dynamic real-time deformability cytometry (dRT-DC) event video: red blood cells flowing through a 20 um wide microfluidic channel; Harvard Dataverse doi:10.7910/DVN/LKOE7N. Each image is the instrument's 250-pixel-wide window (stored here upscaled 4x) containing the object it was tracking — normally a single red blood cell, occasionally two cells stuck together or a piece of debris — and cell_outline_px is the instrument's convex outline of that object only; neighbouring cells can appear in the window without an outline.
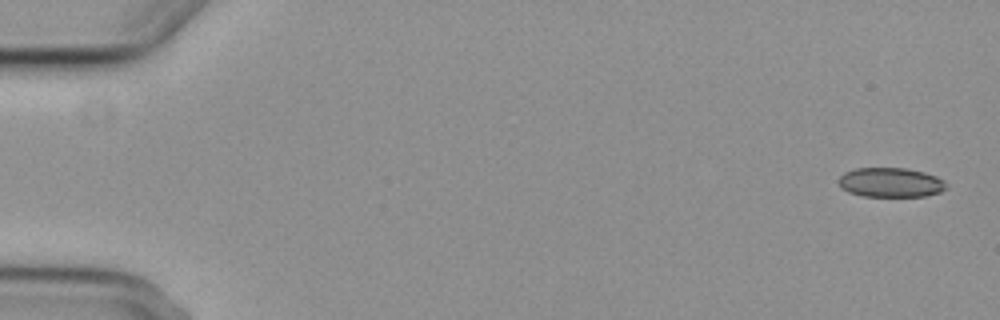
{"species": "common noctule bat (a hibernating species)", "species_latin": "Nyctalus noctula", "temperature_condition": "cold", "stored_images_in_passage": 7, "camera_frame_rate_fps": 3000, "um_per_image_px": 0.085, "animal": {"sex": "female", "body_mass_g": 29.2, "forearm_length_mm": 56.3}, "frame": {"image": 1, "passage_image": 1, "time_ms": 0.0, "image_size_px": [1000, 320], "cell_outline_px": [[948, 188], [940, 192], [924, 196], [864, 196], [848, 192], [840, 188], [840, 176], [844, 172], [856, 168], [904, 168], [924, 172], [936, 176], [944, 180]], "centroid_in_image_um": [75.72, 15.51], "position_along_channel_um": 9.3, "area_um2": 18.5}}
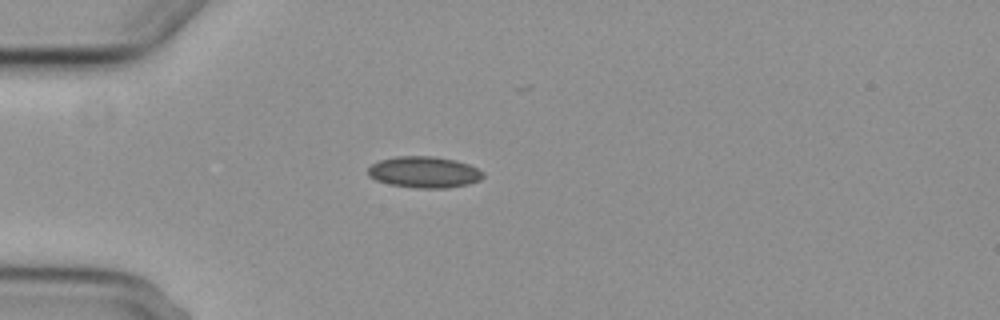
{"frame": {"image": 2, "passage_image": 5, "time_ms": 4.667, "image_size_px": [1000, 320], "cell_outline_px": [[484, 176], [480, 180], [468, 184], [448, 188], [416, 188], [392, 184], [376, 180], [368, 176], [368, 168], [372, 164], [380, 160], [396, 156], [432, 156], [456, 160], [468, 164], [484, 172]], "centroid_in_image_um": [36.06, 14.63], "position_along_channel_um": 48.9, "area_um2": 20.98}}
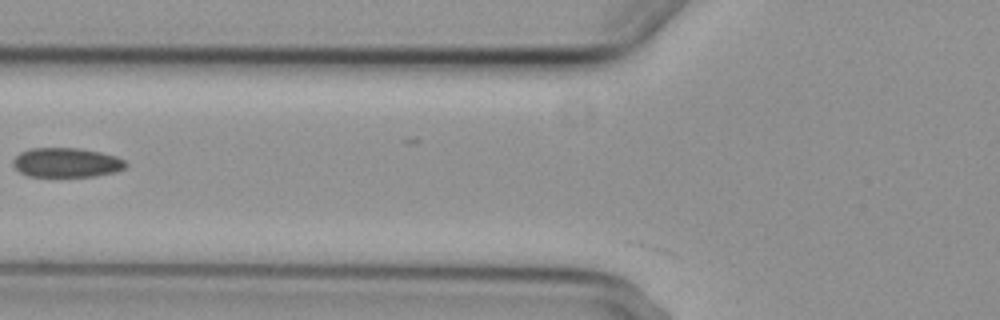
{"frame": {"image": 3, "passage_image": 7, "time_ms": 7.0, "image_size_px": [1000, 320], "cell_outline_px": [[128, 164], [124, 168], [116, 172], [96, 176], [28, 176], [20, 172], [12, 164], [12, 160], [20, 152], [32, 148], [76, 148], [100, 152], [116, 156], [124, 160]], "centroid_in_image_um": [5.65, 13.82], "position_along_channel_um": 120.1, "area_um2": 19.31}}